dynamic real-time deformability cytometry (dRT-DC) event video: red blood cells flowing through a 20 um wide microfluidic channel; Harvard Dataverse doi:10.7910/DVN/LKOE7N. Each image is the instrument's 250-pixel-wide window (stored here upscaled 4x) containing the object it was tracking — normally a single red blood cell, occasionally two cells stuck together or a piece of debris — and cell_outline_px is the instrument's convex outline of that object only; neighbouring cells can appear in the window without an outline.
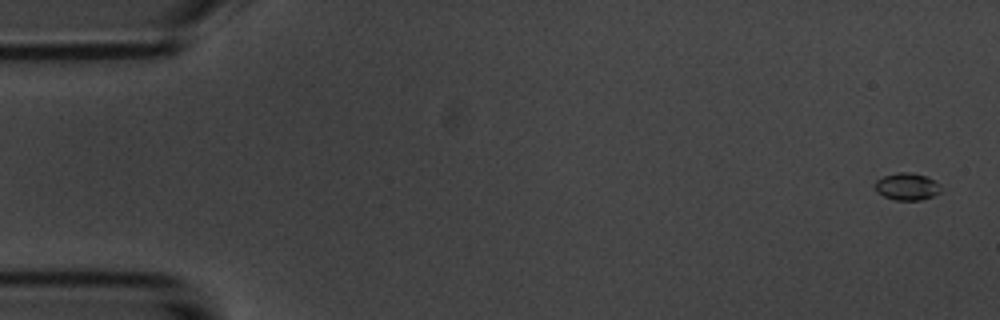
{"species": "common noctule bat (a hibernating species)", "species_latin": "Nyctalus noctula", "temperature_condition": "room temperature", "stored_images_in_passage": 5, "camera_frame_rate_fps": 3000, "um_per_image_px": 0.085, "animal": {"sex": "male", "body_mass_g": 20.1, "forearm_length_mm": 53.5}, "frame": {"image": 1, "passage_image": 1, "time_ms": 0.0, "image_size_px": [1000, 320], "cell_outline_px": [[944, 188], [940, 192], [932, 196], [920, 200], [896, 200], [884, 196], [876, 188], [876, 180], [884, 176], [900, 172], [908, 172], [924, 176], [940, 184]], "centroid_in_image_um": [77.14, 15.86], "position_along_channel_um": 7.9, "area_um2": 10.17}}
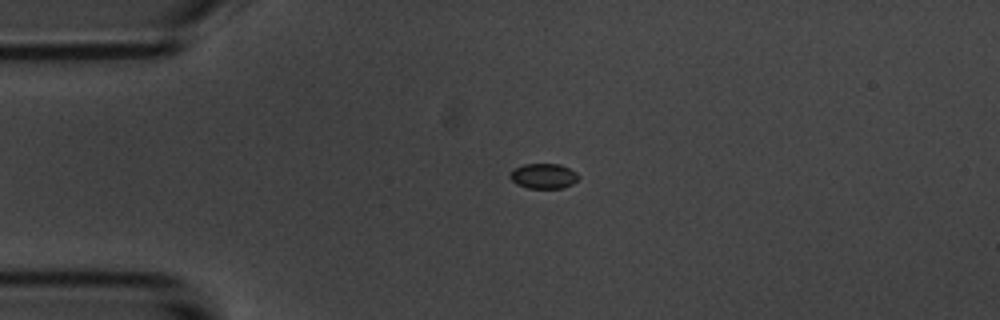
{"frame": {"image": 2, "passage_image": 4, "time_ms": 3.667, "image_size_px": [1000, 320], "cell_outline_px": [[580, 176], [572, 184], [560, 188], [528, 188], [516, 184], [508, 176], [508, 172], [524, 164], [560, 164], [576, 172]], "centroid_in_image_um": [46.17, 14.96], "position_along_channel_um": 38.8, "area_um2": 10.0}}